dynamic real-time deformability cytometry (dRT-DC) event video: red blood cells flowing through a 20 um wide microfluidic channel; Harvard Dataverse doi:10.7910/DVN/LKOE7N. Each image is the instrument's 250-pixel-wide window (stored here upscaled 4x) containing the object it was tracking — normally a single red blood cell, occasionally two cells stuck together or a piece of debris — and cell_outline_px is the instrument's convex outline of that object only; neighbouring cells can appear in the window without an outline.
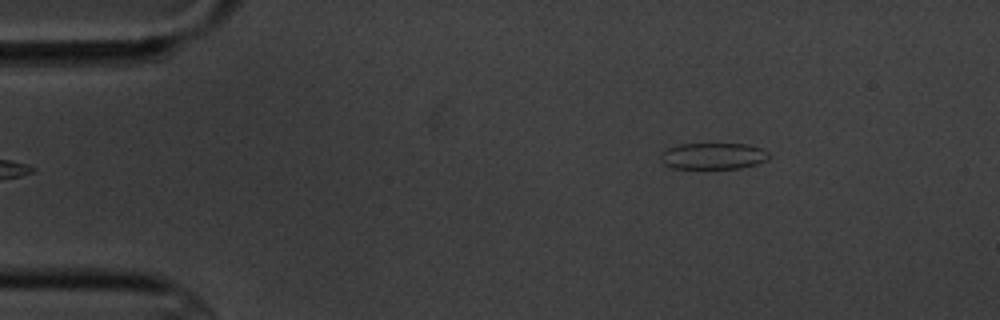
{"species": "common noctule bat (a hibernating species)", "species_latin": "Nyctalus noctula", "temperature_condition": "cold", "stored_images_in_passage": 3, "camera_frame_rate_fps": 3000, "um_per_image_px": 0.085, "animal": {"sex": "male", "body_mass_g": 20.1, "forearm_length_mm": 53.5}, "frame": {"image": 1, "passage_image": 3, "time_ms": 2.333, "image_size_px": [1000, 320], "cell_outline_px": [[768, 160], [756, 164], [740, 168], [672, 168], [664, 164], [660, 160], [660, 152], [668, 148], [680, 144], [748, 144], [764, 148], [768, 152]], "centroid_in_image_um": [60.62, 13.26], "position_along_channel_um": 24.4, "area_um2": 16.76}}